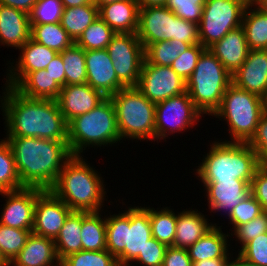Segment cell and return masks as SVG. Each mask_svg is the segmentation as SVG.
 <instances>
[{
	"instance_id": "1",
	"label": "cell",
	"mask_w": 267,
	"mask_h": 266,
	"mask_svg": "<svg viewBox=\"0 0 267 266\" xmlns=\"http://www.w3.org/2000/svg\"><path fill=\"white\" fill-rule=\"evenodd\" d=\"M0 94L4 137H29L68 141V123L53 99L28 98L3 85Z\"/></svg>"
},
{
	"instance_id": "2",
	"label": "cell",
	"mask_w": 267,
	"mask_h": 266,
	"mask_svg": "<svg viewBox=\"0 0 267 266\" xmlns=\"http://www.w3.org/2000/svg\"><path fill=\"white\" fill-rule=\"evenodd\" d=\"M4 139L12 150L23 187L50 190L65 162L72 156L68 141L37 137H4Z\"/></svg>"
},
{
	"instance_id": "3",
	"label": "cell",
	"mask_w": 267,
	"mask_h": 266,
	"mask_svg": "<svg viewBox=\"0 0 267 266\" xmlns=\"http://www.w3.org/2000/svg\"><path fill=\"white\" fill-rule=\"evenodd\" d=\"M84 157L72 155L50 191L72 211L99 212L107 206L108 187L101 172Z\"/></svg>"
},
{
	"instance_id": "4",
	"label": "cell",
	"mask_w": 267,
	"mask_h": 266,
	"mask_svg": "<svg viewBox=\"0 0 267 266\" xmlns=\"http://www.w3.org/2000/svg\"><path fill=\"white\" fill-rule=\"evenodd\" d=\"M128 205L117 214H106L107 251L119 266H129L152 238L148 204Z\"/></svg>"
},
{
	"instance_id": "5",
	"label": "cell",
	"mask_w": 267,
	"mask_h": 266,
	"mask_svg": "<svg viewBox=\"0 0 267 266\" xmlns=\"http://www.w3.org/2000/svg\"><path fill=\"white\" fill-rule=\"evenodd\" d=\"M207 153L195 166L196 179L199 181L245 180L251 183L256 170L260 167L255 151L248 143L211 140Z\"/></svg>"
},
{
	"instance_id": "6",
	"label": "cell",
	"mask_w": 267,
	"mask_h": 266,
	"mask_svg": "<svg viewBox=\"0 0 267 266\" xmlns=\"http://www.w3.org/2000/svg\"><path fill=\"white\" fill-rule=\"evenodd\" d=\"M121 141L115 107L106 97L91 111L68 122V147L72 155H83L88 149L117 146ZM88 147V148H87Z\"/></svg>"
},
{
	"instance_id": "7",
	"label": "cell",
	"mask_w": 267,
	"mask_h": 266,
	"mask_svg": "<svg viewBox=\"0 0 267 266\" xmlns=\"http://www.w3.org/2000/svg\"><path fill=\"white\" fill-rule=\"evenodd\" d=\"M266 112L265 99L242 90L233 83L223 95L220 107L212 117L227 124L229 139L225 142L248 143L255 134L260 117Z\"/></svg>"
},
{
	"instance_id": "8",
	"label": "cell",
	"mask_w": 267,
	"mask_h": 266,
	"mask_svg": "<svg viewBox=\"0 0 267 266\" xmlns=\"http://www.w3.org/2000/svg\"><path fill=\"white\" fill-rule=\"evenodd\" d=\"M231 84L232 75L217 57L205 48L194 72L186 81V91L204 117L212 116L220 107L223 95Z\"/></svg>"
},
{
	"instance_id": "9",
	"label": "cell",
	"mask_w": 267,
	"mask_h": 266,
	"mask_svg": "<svg viewBox=\"0 0 267 266\" xmlns=\"http://www.w3.org/2000/svg\"><path fill=\"white\" fill-rule=\"evenodd\" d=\"M110 99L115 107L122 141L155 142V103L148 100L136 87L120 89Z\"/></svg>"
},
{
	"instance_id": "10",
	"label": "cell",
	"mask_w": 267,
	"mask_h": 266,
	"mask_svg": "<svg viewBox=\"0 0 267 266\" xmlns=\"http://www.w3.org/2000/svg\"><path fill=\"white\" fill-rule=\"evenodd\" d=\"M136 35L144 49L149 44L172 39L191 45L200 43L198 24L177 17L166 6L140 8Z\"/></svg>"
},
{
	"instance_id": "11",
	"label": "cell",
	"mask_w": 267,
	"mask_h": 266,
	"mask_svg": "<svg viewBox=\"0 0 267 266\" xmlns=\"http://www.w3.org/2000/svg\"><path fill=\"white\" fill-rule=\"evenodd\" d=\"M249 2L250 0H206L198 24L200 44L209 48L229 31L240 27Z\"/></svg>"
},
{
	"instance_id": "12",
	"label": "cell",
	"mask_w": 267,
	"mask_h": 266,
	"mask_svg": "<svg viewBox=\"0 0 267 266\" xmlns=\"http://www.w3.org/2000/svg\"><path fill=\"white\" fill-rule=\"evenodd\" d=\"M201 117L205 118L194 106L187 91L156 103L155 141L167 142L166 139H170V135L174 137L177 133L180 135L191 131L198 126L197 124L203 119Z\"/></svg>"
},
{
	"instance_id": "13",
	"label": "cell",
	"mask_w": 267,
	"mask_h": 266,
	"mask_svg": "<svg viewBox=\"0 0 267 266\" xmlns=\"http://www.w3.org/2000/svg\"><path fill=\"white\" fill-rule=\"evenodd\" d=\"M106 49L118 80L125 87H136L145 59L143 44L136 33H115Z\"/></svg>"
},
{
	"instance_id": "14",
	"label": "cell",
	"mask_w": 267,
	"mask_h": 266,
	"mask_svg": "<svg viewBox=\"0 0 267 266\" xmlns=\"http://www.w3.org/2000/svg\"><path fill=\"white\" fill-rule=\"evenodd\" d=\"M136 88L156 104L186 92V81L171 66L150 64L144 59Z\"/></svg>"
},
{
	"instance_id": "15",
	"label": "cell",
	"mask_w": 267,
	"mask_h": 266,
	"mask_svg": "<svg viewBox=\"0 0 267 266\" xmlns=\"http://www.w3.org/2000/svg\"><path fill=\"white\" fill-rule=\"evenodd\" d=\"M44 190L24 187L15 191L0 192L5 203L0 213V224L12 228L32 230L37 197Z\"/></svg>"
},
{
	"instance_id": "16",
	"label": "cell",
	"mask_w": 267,
	"mask_h": 266,
	"mask_svg": "<svg viewBox=\"0 0 267 266\" xmlns=\"http://www.w3.org/2000/svg\"><path fill=\"white\" fill-rule=\"evenodd\" d=\"M18 58L6 61V71L3 81L6 86L16 87L30 72L46 69L56 57L57 51L41 45L31 38L18 50ZM18 60V61H17ZM16 61V62H15Z\"/></svg>"
},
{
	"instance_id": "17",
	"label": "cell",
	"mask_w": 267,
	"mask_h": 266,
	"mask_svg": "<svg viewBox=\"0 0 267 266\" xmlns=\"http://www.w3.org/2000/svg\"><path fill=\"white\" fill-rule=\"evenodd\" d=\"M204 191V198L208 203V211L216 215H224L227 219L232 210L245 198L250 192V184L245 180L235 179L234 181H200ZM206 196V197H205Z\"/></svg>"
},
{
	"instance_id": "18",
	"label": "cell",
	"mask_w": 267,
	"mask_h": 266,
	"mask_svg": "<svg viewBox=\"0 0 267 266\" xmlns=\"http://www.w3.org/2000/svg\"><path fill=\"white\" fill-rule=\"evenodd\" d=\"M71 212L50 190H44L35 204L32 233L55 240Z\"/></svg>"
},
{
	"instance_id": "19",
	"label": "cell",
	"mask_w": 267,
	"mask_h": 266,
	"mask_svg": "<svg viewBox=\"0 0 267 266\" xmlns=\"http://www.w3.org/2000/svg\"><path fill=\"white\" fill-rule=\"evenodd\" d=\"M86 83L105 97L117 93L125 86L118 80L107 49L85 51Z\"/></svg>"
},
{
	"instance_id": "20",
	"label": "cell",
	"mask_w": 267,
	"mask_h": 266,
	"mask_svg": "<svg viewBox=\"0 0 267 266\" xmlns=\"http://www.w3.org/2000/svg\"><path fill=\"white\" fill-rule=\"evenodd\" d=\"M232 83L245 91L267 98V50L251 49L241 67L232 75Z\"/></svg>"
},
{
	"instance_id": "21",
	"label": "cell",
	"mask_w": 267,
	"mask_h": 266,
	"mask_svg": "<svg viewBox=\"0 0 267 266\" xmlns=\"http://www.w3.org/2000/svg\"><path fill=\"white\" fill-rule=\"evenodd\" d=\"M105 98L100 91L85 83L61 87V92L56 101L65 121L68 123L74 117L94 109Z\"/></svg>"
},
{
	"instance_id": "22",
	"label": "cell",
	"mask_w": 267,
	"mask_h": 266,
	"mask_svg": "<svg viewBox=\"0 0 267 266\" xmlns=\"http://www.w3.org/2000/svg\"><path fill=\"white\" fill-rule=\"evenodd\" d=\"M31 38L29 14L0 4V46L19 50Z\"/></svg>"
},
{
	"instance_id": "23",
	"label": "cell",
	"mask_w": 267,
	"mask_h": 266,
	"mask_svg": "<svg viewBox=\"0 0 267 266\" xmlns=\"http://www.w3.org/2000/svg\"><path fill=\"white\" fill-rule=\"evenodd\" d=\"M203 211L193 209H182L180 212L177 211V224H176V235L173 242V247L188 249L192 244L199 240L215 225H220L213 222L212 219H208V214H204ZM212 221V222H209Z\"/></svg>"
},
{
	"instance_id": "24",
	"label": "cell",
	"mask_w": 267,
	"mask_h": 266,
	"mask_svg": "<svg viewBox=\"0 0 267 266\" xmlns=\"http://www.w3.org/2000/svg\"><path fill=\"white\" fill-rule=\"evenodd\" d=\"M208 49L231 75L241 67L250 51L242 26L229 31L220 41L215 42Z\"/></svg>"
},
{
	"instance_id": "25",
	"label": "cell",
	"mask_w": 267,
	"mask_h": 266,
	"mask_svg": "<svg viewBox=\"0 0 267 266\" xmlns=\"http://www.w3.org/2000/svg\"><path fill=\"white\" fill-rule=\"evenodd\" d=\"M9 266H60L54 240L31 233Z\"/></svg>"
},
{
	"instance_id": "26",
	"label": "cell",
	"mask_w": 267,
	"mask_h": 266,
	"mask_svg": "<svg viewBox=\"0 0 267 266\" xmlns=\"http://www.w3.org/2000/svg\"><path fill=\"white\" fill-rule=\"evenodd\" d=\"M223 228L225 229L223 225H215L187 249L192 263L206 259L229 258L232 252L236 251L230 242L231 240H228L231 238L228 230L227 233L225 230L223 232Z\"/></svg>"
},
{
	"instance_id": "27",
	"label": "cell",
	"mask_w": 267,
	"mask_h": 266,
	"mask_svg": "<svg viewBox=\"0 0 267 266\" xmlns=\"http://www.w3.org/2000/svg\"><path fill=\"white\" fill-rule=\"evenodd\" d=\"M139 9L136 0H119L99 7L98 15L115 33H136Z\"/></svg>"
},
{
	"instance_id": "28",
	"label": "cell",
	"mask_w": 267,
	"mask_h": 266,
	"mask_svg": "<svg viewBox=\"0 0 267 266\" xmlns=\"http://www.w3.org/2000/svg\"><path fill=\"white\" fill-rule=\"evenodd\" d=\"M82 211H72L54 240L56 254L61 262L65 257L82 250Z\"/></svg>"
},
{
	"instance_id": "29",
	"label": "cell",
	"mask_w": 267,
	"mask_h": 266,
	"mask_svg": "<svg viewBox=\"0 0 267 266\" xmlns=\"http://www.w3.org/2000/svg\"><path fill=\"white\" fill-rule=\"evenodd\" d=\"M103 213H105L104 210L99 212L82 211V250H107L106 213Z\"/></svg>"
},
{
	"instance_id": "30",
	"label": "cell",
	"mask_w": 267,
	"mask_h": 266,
	"mask_svg": "<svg viewBox=\"0 0 267 266\" xmlns=\"http://www.w3.org/2000/svg\"><path fill=\"white\" fill-rule=\"evenodd\" d=\"M241 26L250 50H267V13L250 1L244 10Z\"/></svg>"
},
{
	"instance_id": "31",
	"label": "cell",
	"mask_w": 267,
	"mask_h": 266,
	"mask_svg": "<svg viewBox=\"0 0 267 266\" xmlns=\"http://www.w3.org/2000/svg\"><path fill=\"white\" fill-rule=\"evenodd\" d=\"M15 89L25 97L37 99L56 100L61 92V87L45 69L30 72Z\"/></svg>"
},
{
	"instance_id": "32",
	"label": "cell",
	"mask_w": 267,
	"mask_h": 266,
	"mask_svg": "<svg viewBox=\"0 0 267 266\" xmlns=\"http://www.w3.org/2000/svg\"><path fill=\"white\" fill-rule=\"evenodd\" d=\"M98 16V7L91 2L78 7L64 8L60 23L75 43Z\"/></svg>"
},
{
	"instance_id": "33",
	"label": "cell",
	"mask_w": 267,
	"mask_h": 266,
	"mask_svg": "<svg viewBox=\"0 0 267 266\" xmlns=\"http://www.w3.org/2000/svg\"><path fill=\"white\" fill-rule=\"evenodd\" d=\"M149 217L151 223L152 237L167 246H173L176 235L177 211L163 206L160 208L150 207Z\"/></svg>"
},
{
	"instance_id": "34",
	"label": "cell",
	"mask_w": 267,
	"mask_h": 266,
	"mask_svg": "<svg viewBox=\"0 0 267 266\" xmlns=\"http://www.w3.org/2000/svg\"><path fill=\"white\" fill-rule=\"evenodd\" d=\"M31 39L58 53L63 52L74 43L60 22L31 24Z\"/></svg>"
},
{
	"instance_id": "35",
	"label": "cell",
	"mask_w": 267,
	"mask_h": 266,
	"mask_svg": "<svg viewBox=\"0 0 267 266\" xmlns=\"http://www.w3.org/2000/svg\"><path fill=\"white\" fill-rule=\"evenodd\" d=\"M191 44L172 39L149 44L144 49L145 60L154 65L171 66L173 61L184 53Z\"/></svg>"
},
{
	"instance_id": "36",
	"label": "cell",
	"mask_w": 267,
	"mask_h": 266,
	"mask_svg": "<svg viewBox=\"0 0 267 266\" xmlns=\"http://www.w3.org/2000/svg\"><path fill=\"white\" fill-rule=\"evenodd\" d=\"M60 54L65 69V85L85 84L87 80L85 50L73 43Z\"/></svg>"
},
{
	"instance_id": "37",
	"label": "cell",
	"mask_w": 267,
	"mask_h": 266,
	"mask_svg": "<svg viewBox=\"0 0 267 266\" xmlns=\"http://www.w3.org/2000/svg\"><path fill=\"white\" fill-rule=\"evenodd\" d=\"M24 188L15 166V158L9 144L0 139V192Z\"/></svg>"
},
{
	"instance_id": "38",
	"label": "cell",
	"mask_w": 267,
	"mask_h": 266,
	"mask_svg": "<svg viewBox=\"0 0 267 266\" xmlns=\"http://www.w3.org/2000/svg\"><path fill=\"white\" fill-rule=\"evenodd\" d=\"M115 32L98 16L75 42L85 51L106 49Z\"/></svg>"
},
{
	"instance_id": "39",
	"label": "cell",
	"mask_w": 267,
	"mask_h": 266,
	"mask_svg": "<svg viewBox=\"0 0 267 266\" xmlns=\"http://www.w3.org/2000/svg\"><path fill=\"white\" fill-rule=\"evenodd\" d=\"M32 230L12 228L0 224V253L10 263L25 246Z\"/></svg>"
},
{
	"instance_id": "40",
	"label": "cell",
	"mask_w": 267,
	"mask_h": 266,
	"mask_svg": "<svg viewBox=\"0 0 267 266\" xmlns=\"http://www.w3.org/2000/svg\"><path fill=\"white\" fill-rule=\"evenodd\" d=\"M60 266H119L117 259L107 250H81L65 257Z\"/></svg>"
},
{
	"instance_id": "41",
	"label": "cell",
	"mask_w": 267,
	"mask_h": 266,
	"mask_svg": "<svg viewBox=\"0 0 267 266\" xmlns=\"http://www.w3.org/2000/svg\"><path fill=\"white\" fill-rule=\"evenodd\" d=\"M264 233H267V211H263L253 220L236 227L230 233V240H235V247L240 245L238 246L240 249L237 247L238 250L235 251L239 252L248 242Z\"/></svg>"
},
{
	"instance_id": "42",
	"label": "cell",
	"mask_w": 267,
	"mask_h": 266,
	"mask_svg": "<svg viewBox=\"0 0 267 266\" xmlns=\"http://www.w3.org/2000/svg\"><path fill=\"white\" fill-rule=\"evenodd\" d=\"M64 5L61 0H37L29 13L30 24L61 22Z\"/></svg>"
},
{
	"instance_id": "43",
	"label": "cell",
	"mask_w": 267,
	"mask_h": 266,
	"mask_svg": "<svg viewBox=\"0 0 267 266\" xmlns=\"http://www.w3.org/2000/svg\"><path fill=\"white\" fill-rule=\"evenodd\" d=\"M262 212L261 204L250 193L232 210L227 218L228 225H230L229 234L230 231L232 232L236 227L253 220Z\"/></svg>"
},
{
	"instance_id": "44",
	"label": "cell",
	"mask_w": 267,
	"mask_h": 266,
	"mask_svg": "<svg viewBox=\"0 0 267 266\" xmlns=\"http://www.w3.org/2000/svg\"><path fill=\"white\" fill-rule=\"evenodd\" d=\"M205 2L206 0H168L166 7L177 17L199 24Z\"/></svg>"
},
{
	"instance_id": "45",
	"label": "cell",
	"mask_w": 267,
	"mask_h": 266,
	"mask_svg": "<svg viewBox=\"0 0 267 266\" xmlns=\"http://www.w3.org/2000/svg\"><path fill=\"white\" fill-rule=\"evenodd\" d=\"M205 48L200 44H194L173 61L171 68L185 81H187L197 65V61Z\"/></svg>"
},
{
	"instance_id": "46",
	"label": "cell",
	"mask_w": 267,
	"mask_h": 266,
	"mask_svg": "<svg viewBox=\"0 0 267 266\" xmlns=\"http://www.w3.org/2000/svg\"><path fill=\"white\" fill-rule=\"evenodd\" d=\"M167 248V245L152 237L147 242L143 251L129 266L138 264H140V266H162Z\"/></svg>"
},
{
	"instance_id": "47",
	"label": "cell",
	"mask_w": 267,
	"mask_h": 266,
	"mask_svg": "<svg viewBox=\"0 0 267 266\" xmlns=\"http://www.w3.org/2000/svg\"><path fill=\"white\" fill-rule=\"evenodd\" d=\"M238 253L256 265L267 266V233L248 242Z\"/></svg>"
},
{
	"instance_id": "48",
	"label": "cell",
	"mask_w": 267,
	"mask_h": 266,
	"mask_svg": "<svg viewBox=\"0 0 267 266\" xmlns=\"http://www.w3.org/2000/svg\"><path fill=\"white\" fill-rule=\"evenodd\" d=\"M248 144L255 151L260 166L267 167V111L260 117L255 134Z\"/></svg>"
},
{
	"instance_id": "49",
	"label": "cell",
	"mask_w": 267,
	"mask_h": 266,
	"mask_svg": "<svg viewBox=\"0 0 267 266\" xmlns=\"http://www.w3.org/2000/svg\"><path fill=\"white\" fill-rule=\"evenodd\" d=\"M250 192L261 204L262 210L267 211V167L260 166L251 181Z\"/></svg>"
},
{
	"instance_id": "50",
	"label": "cell",
	"mask_w": 267,
	"mask_h": 266,
	"mask_svg": "<svg viewBox=\"0 0 267 266\" xmlns=\"http://www.w3.org/2000/svg\"><path fill=\"white\" fill-rule=\"evenodd\" d=\"M162 266H192L187 249L168 246Z\"/></svg>"
},
{
	"instance_id": "51",
	"label": "cell",
	"mask_w": 267,
	"mask_h": 266,
	"mask_svg": "<svg viewBox=\"0 0 267 266\" xmlns=\"http://www.w3.org/2000/svg\"><path fill=\"white\" fill-rule=\"evenodd\" d=\"M45 70L60 87L65 86V69L60 53L47 65Z\"/></svg>"
},
{
	"instance_id": "52",
	"label": "cell",
	"mask_w": 267,
	"mask_h": 266,
	"mask_svg": "<svg viewBox=\"0 0 267 266\" xmlns=\"http://www.w3.org/2000/svg\"><path fill=\"white\" fill-rule=\"evenodd\" d=\"M37 0H0V4L13 7L29 14Z\"/></svg>"
},
{
	"instance_id": "53",
	"label": "cell",
	"mask_w": 267,
	"mask_h": 266,
	"mask_svg": "<svg viewBox=\"0 0 267 266\" xmlns=\"http://www.w3.org/2000/svg\"><path fill=\"white\" fill-rule=\"evenodd\" d=\"M234 253L232 252V254L230 255L227 266H259V265H256L255 263H252V262L246 260L239 253H237V252H234ZM233 255H235V256H233Z\"/></svg>"
},
{
	"instance_id": "54",
	"label": "cell",
	"mask_w": 267,
	"mask_h": 266,
	"mask_svg": "<svg viewBox=\"0 0 267 266\" xmlns=\"http://www.w3.org/2000/svg\"><path fill=\"white\" fill-rule=\"evenodd\" d=\"M229 258H214L206 259L198 262H193L192 266H227Z\"/></svg>"
},
{
	"instance_id": "55",
	"label": "cell",
	"mask_w": 267,
	"mask_h": 266,
	"mask_svg": "<svg viewBox=\"0 0 267 266\" xmlns=\"http://www.w3.org/2000/svg\"><path fill=\"white\" fill-rule=\"evenodd\" d=\"M139 8L166 6L168 0H136Z\"/></svg>"
},
{
	"instance_id": "56",
	"label": "cell",
	"mask_w": 267,
	"mask_h": 266,
	"mask_svg": "<svg viewBox=\"0 0 267 266\" xmlns=\"http://www.w3.org/2000/svg\"><path fill=\"white\" fill-rule=\"evenodd\" d=\"M64 8L78 7L85 4H90L92 0H61Z\"/></svg>"
},
{
	"instance_id": "57",
	"label": "cell",
	"mask_w": 267,
	"mask_h": 266,
	"mask_svg": "<svg viewBox=\"0 0 267 266\" xmlns=\"http://www.w3.org/2000/svg\"><path fill=\"white\" fill-rule=\"evenodd\" d=\"M256 7L267 13V0H250Z\"/></svg>"
},
{
	"instance_id": "58",
	"label": "cell",
	"mask_w": 267,
	"mask_h": 266,
	"mask_svg": "<svg viewBox=\"0 0 267 266\" xmlns=\"http://www.w3.org/2000/svg\"><path fill=\"white\" fill-rule=\"evenodd\" d=\"M119 0H92V2L99 8L103 5L109 4V3H113Z\"/></svg>"
},
{
	"instance_id": "59",
	"label": "cell",
	"mask_w": 267,
	"mask_h": 266,
	"mask_svg": "<svg viewBox=\"0 0 267 266\" xmlns=\"http://www.w3.org/2000/svg\"><path fill=\"white\" fill-rule=\"evenodd\" d=\"M0 266H9V263L5 260V258L0 253Z\"/></svg>"
},
{
	"instance_id": "60",
	"label": "cell",
	"mask_w": 267,
	"mask_h": 266,
	"mask_svg": "<svg viewBox=\"0 0 267 266\" xmlns=\"http://www.w3.org/2000/svg\"><path fill=\"white\" fill-rule=\"evenodd\" d=\"M265 104H266V111H267V98L265 99Z\"/></svg>"
}]
</instances>
